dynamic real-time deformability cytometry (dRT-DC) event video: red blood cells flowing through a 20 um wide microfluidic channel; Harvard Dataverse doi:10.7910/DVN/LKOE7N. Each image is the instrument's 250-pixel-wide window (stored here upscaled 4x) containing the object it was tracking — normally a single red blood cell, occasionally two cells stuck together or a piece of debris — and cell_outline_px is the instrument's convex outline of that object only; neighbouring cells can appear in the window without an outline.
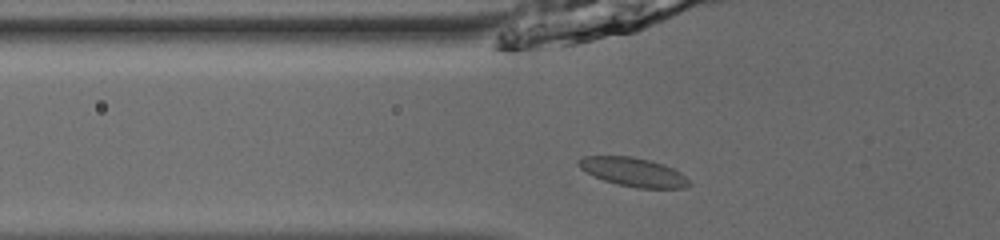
{"species": "common noctule bat (a hibernating species)", "species_latin": "Nyctalus noctula", "temperature_condition": "room temperature", "stored_images_in_passage": 38, "camera_frame_rate_fps": 3000, "um_per_image_px": 0.085, "animal": {"sex": "male", "body_mass_g": 13.0, "forearm_length_mm": 53.1}, "frame": {"image": 1, "passage_image": 4, "time_ms": 1.0, "image_size_px": [1000, 240], "cell_outline_px": [[692, 184], [684, 188], [636, 188], [616, 184], [604, 180], [580, 168], [576, 164], [576, 160], [584, 156], [628, 156], [648, 160], [664, 164], [680, 172]], "centroid_in_image_um": [53.82, 14.62], "position_along_channel_um": 72.0, "area_um2": 18.44}}
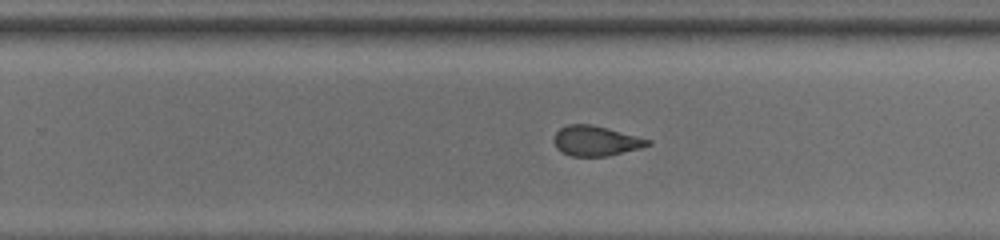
{"frame": {"image": 2, "passage_image": 20, "time_ms": 6.333, "image_size_px": [1000, 240], "cell_outline_px": [[652, 144], [640, 148], [608, 156], [572, 156], [556, 148], [552, 140], [556, 132], [560, 128], [568, 124], [592, 124], [608, 128], [652, 140]], "centroid_in_image_um": [50.64, 11.96], "position_along_channel_um": 279.2, "area_um2": 16.47}}
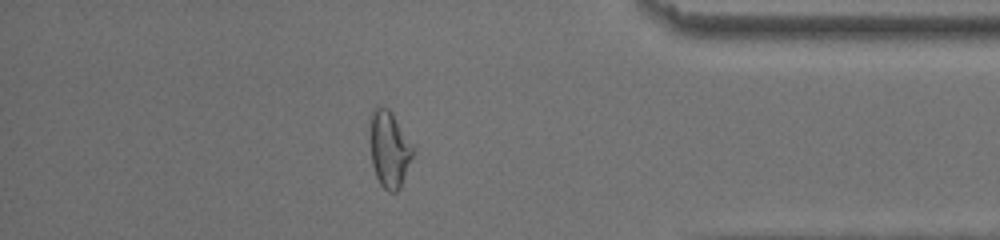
{"frame": {"image": 3, "passage_image": 31, "time_ms": 10.0, "image_size_px": [1000, 240], "cell_outline_px": [[412, 156], [400, 188], [396, 192], [388, 192], [380, 184], [376, 176], [372, 164], [372, 108], [388, 108], [392, 112], [412, 148]], "centroid_in_image_um": [33.09, 12.74], "position_along_channel_um": 402.1, "area_um2": 18.03}}